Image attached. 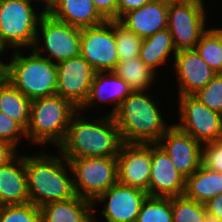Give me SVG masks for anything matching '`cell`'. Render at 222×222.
Listing matches in <instances>:
<instances>
[{
	"label": "cell",
	"instance_id": "1",
	"mask_svg": "<svg viewBox=\"0 0 222 222\" xmlns=\"http://www.w3.org/2000/svg\"><path fill=\"white\" fill-rule=\"evenodd\" d=\"M93 120V121H92ZM74 114L58 151L69 162L76 158L117 157L123 144L113 116L92 119Z\"/></svg>",
	"mask_w": 222,
	"mask_h": 222
},
{
	"label": "cell",
	"instance_id": "2",
	"mask_svg": "<svg viewBox=\"0 0 222 222\" xmlns=\"http://www.w3.org/2000/svg\"><path fill=\"white\" fill-rule=\"evenodd\" d=\"M67 167L70 168V175ZM29 202L37 207L47 203L68 200L76 194L69 162L53 154L24 155Z\"/></svg>",
	"mask_w": 222,
	"mask_h": 222
},
{
	"label": "cell",
	"instance_id": "3",
	"mask_svg": "<svg viewBox=\"0 0 222 222\" xmlns=\"http://www.w3.org/2000/svg\"><path fill=\"white\" fill-rule=\"evenodd\" d=\"M152 95L133 91L113 115L123 143H157L172 127L162 117Z\"/></svg>",
	"mask_w": 222,
	"mask_h": 222
},
{
	"label": "cell",
	"instance_id": "4",
	"mask_svg": "<svg viewBox=\"0 0 222 222\" xmlns=\"http://www.w3.org/2000/svg\"><path fill=\"white\" fill-rule=\"evenodd\" d=\"M21 52L22 49L14 50L5 64L6 80L30 100L56 95L57 64L33 49L29 56Z\"/></svg>",
	"mask_w": 222,
	"mask_h": 222
},
{
	"label": "cell",
	"instance_id": "5",
	"mask_svg": "<svg viewBox=\"0 0 222 222\" xmlns=\"http://www.w3.org/2000/svg\"><path fill=\"white\" fill-rule=\"evenodd\" d=\"M79 111L70 101L60 95L31 100L30 119L25 130L30 143L58 146L63 142L71 118Z\"/></svg>",
	"mask_w": 222,
	"mask_h": 222
},
{
	"label": "cell",
	"instance_id": "6",
	"mask_svg": "<svg viewBox=\"0 0 222 222\" xmlns=\"http://www.w3.org/2000/svg\"><path fill=\"white\" fill-rule=\"evenodd\" d=\"M43 15V11L36 13L29 0H0V45L5 50L32 49Z\"/></svg>",
	"mask_w": 222,
	"mask_h": 222
},
{
	"label": "cell",
	"instance_id": "7",
	"mask_svg": "<svg viewBox=\"0 0 222 222\" xmlns=\"http://www.w3.org/2000/svg\"><path fill=\"white\" fill-rule=\"evenodd\" d=\"M69 164L75 194L92 203L118 182L117 157L76 158Z\"/></svg>",
	"mask_w": 222,
	"mask_h": 222
},
{
	"label": "cell",
	"instance_id": "8",
	"mask_svg": "<svg viewBox=\"0 0 222 222\" xmlns=\"http://www.w3.org/2000/svg\"><path fill=\"white\" fill-rule=\"evenodd\" d=\"M39 31L41 36L38 35ZM80 40L81 28L60 22L48 13H44L38 24L37 35L32 49L37 54L46 51L48 56L44 58L52 62L55 60L57 64L80 55ZM39 43L44 45L40 48ZM53 58L54 60H52Z\"/></svg>",
	"mask_w": 222,
	"mask_h": 222
},
{
	"label": "cell",
	"instance_id": "9",
	"mask_svg": "<svg viewBox=\"0 0 222 222\" xmlns=\"http://www.w3.org/2000/svg\"><path fill=\"white\" fill-rule=\"evenodd\" d=\"M203 1L168 4V30L177 51L195 49L206 27Z\"/></svg>",
	"mask_w": 222,
	"mask_h": 222
},
{
	"label": "cell",
	"instance_id": "10",
	"mask_svg": "<svg viewBox=\"0 0 222 222\" xmlns=\"http://www.w3.org/2000/svg\"><path fill=\"white\" fill-rule=\"evenodd\" d=\"M179 123L174 125L202 144L222 138V114L209 109L194 95H177Z\"/></svg>",
	"mask_w": 222,
	"mask_h": 222
},
{
	"label": "cell",
	"instance_id": "11",
	"mask_svg": "<svg viewBox=\"0 0 222 222\" xmlns=\"http://www.w3.org/2000/svg\"><path fill=\"white\" fill-rule=\"evenodd\" d=\"M80 55L96 72L113 71L119 62L114 21L81 28Z\"/></svg>",
	"mask_w": 222,
	"mask_h": 222
},
{
	"label": "cell",
	"instance_id": "12",
	"mask_svg": "<svg viewBox=\"0 0 222 222\" xmlns=\"http://www.w3.org/2000/svg\"><path fill=\"white\" fill-rule=\"evenodd\" d=\"M95 73L81 55L57 63L56 94L80 109L89 96Z\"/></svg>",
	"mask_w": 222,
	"mask_h": 222
},
{
	"label": "cell",
	"instance_id": "13",
	"mask_svg": "<svg viewBox=\"0 0 222 222\" xmlns=\"http://www.w3.org/2000/svg\"><path fill=\"white\" fill-rule=\"evenodd\" d=\"M151 162V144L123 143L117 155L118 183L149 196Z\"/></svg>",
	"mask_w": 222,
	"mask_h": 222
},
{
	"label": "cell",
	"instance_id": "14",
	"mask_svg": "<svg viewBox=\"0 0 222 222\" xmlns=\"http://www.w3.org/2000/svg\"><path fill=\"white\" fill-rule=\"evenodd\" d=\"M157 144L169 156L174 168L186 179L202 165L203 144L175 125H172Z\"/></svg>",
	"mask_w": 222,
	"mask_h": 222
},
{
	"label": "cell",
	"instance_id": "15",
	"mask_svg": "<svg viewBox=\"0 0 222 222\" xmlns=\"http://www.w3.org/2000/svg\"><path fill=\"white\" fill-rule=\"evenodd\" d=\"M147 196L148 194L140 189L117 182L93 202V207H96L97 202L103 204L108 200L101 211L107 222H136ZM95 216L93 215V222H99Z\"/></svg>",
	"mask_w": 222,
	"mask_h": 222
},
{
	"label": "cell",
	"instance_id": "16",
	"mask_svg": "<svg viewBox=\"0 0 222 222\" xmlns=\"http://www.w3.org/2000/svg\"><path fill=\"white\" fill-rule=\"evenodd\" d=\"M179 95H194L217 74L196 49H183L173 55Z\"/></svg>",
	"mask_w": 222,
	"mask_h": 222
},
{
	"label": "cell",
	"instance_id": "17",
	"mask_svg": "<svg viewBox=\"0 0 222 222\" xmlns=\"http://www.w3.org/2000/svg\"><path fill=\"white\" fill-rule=\"evenodd\" d=\"M151 160L149 196L171 198L184 195L186 178L174 168L169 156L157 143L151 144Z\"/></svg>",
	"mask_w": 222,
	"mask_h": 222
},
{
	"label": "cell",
	"instance_id": "18",
	"mask_svg": "<svg viewBox=\"0 0 222 222\" xmlns=\"http://www.w3.org/2000/svg\"><path fill=\"white\" fill-rule=\"evenodd\" d=\"M118 22L142 39L168 28V3L154 0L125 13Z\"/></svg>",
	"mask_w": 222,
	"mask_h": 222
},
{
	"label": "cell",
	"instance_id": "19",
	"mask_svg": "<svg viewBox=\"0 0 222 222\" xmlns=\"http://www.w3.org/2000/svg\"><path fill=\"white\" fill-rule=\"evenodd\" d=\"M132 92L130 86L113 71L96 72L91 83L89 96L79 111L97 106L99 102H111L114 106L108 115L113 116L122 101Z\"/></svg>",
	"mask_w": 222,
	"mask_h": 222
},
{
	"label": "cell",
	"instance_id": "20",
	"mask_svg": "<svg viewBox=\"0 0 222 222\" xmlns=\"http://www.w3.org/2000/svg\"><path fill=\"white\" fill-rule=\"evenodd\" d=\"M0 202L3 206L29 202L24 155H17L0 168Z\"/></svg>",
	"mask_w": 222,
	"mask_h": 222
},
{
	"label": "cell",
	"instance_id": "21",
	"mask_svg": "<svg viewBox=\"0 0 222 222\" xmlns=\"http://www.w3.org/2000/svg\"><path fill=\"white\" fill-rule=\"evenodd\" d=\"M48 14L60 22L78 28L93 27L106 21L96 10L92 0H57Z\"/></svg>",
	"mask_w": 222,
	"mask_h": 222
},
{
	"label": "cell",
	"instance_id": "22",
	"mask_svg": "<svg viewBox=\"0 0 222 222\" xmlns=\"http://www.w3.org/2000/svg\"><path fill=\"white\" fill-rule=\"evenodd\" d=\"M41 222H93L96 212L93 203L75 195L58 202L47 203L40 207Z\"/></svg>",
	"mask_w": 222,
	"mask_h": 222
},
{
	"label": "cell",
	"instance_id": "23",
	"mask_svg": "<svg viewBox=\"0 0 222 222\" xmlns=\"http://www.w3.org/2000/svg\"><path fill=\"white\" fill-rule=\"evenodd\" d=\"M222 193V173L202 165L186 179L184 195L196 202L206 204Z\"/></svg>",
	"mask_w": 222,
	"mask_h": 222
},
{
	"label": "cell",
	"instance_id": "24",
	"mask_svg": "<svg viewBox=\"0 0 222 222\" xmlns=\"http://www.w3.org/2000/svg\"><path fill=\"white\" fill-rule=\"evenodd\" d=\"M171 53L175 55L177 50L174 47L169 30L166 28L142 40L139 57L149 68L156 72L157 67L167 62Z\"/></svg>",
	"mask_w": 222,
	"mask_h": 222
},
{
	"label": "cell",
	"instance_id": "25",
	"mask_svg": "<svg viewBox=\"0 0 222 222\" xmlns=\"http://www.w3.org/2000/svg\"><path fill=\"white\" fill-rule=\"evenodd\" d=\"M30 109L31 100L5 79L0 85V111L26 130L30 119Z\"/></svg>",
	"mask_w": 222,
	"mask_h": 222
},
{
	"label": "cell",
	"instance_id": "26",
	"mask_svg": "<svg viewBox=\"0 0 222 222\" xmlns=\"http://www.w3.org/2000/svg\"><path fill=\"white\" fill-rule=\"evenodd\" d=\"M113 72L122 78L133 91H147L156 77L140 57L119 61Z\"/></svg>",
	"mask_w": 222,
	"mask_h": 222
},
{
	"label": "cell",
	"instance_id": "27",
	"mask_svg": "<svg viewBox=\"0 0 222 222\" xmlns=\"http://www.w3.org/2000/svg\"><path fill=\"white\" fill-rule=\"evenodd\" d=\"M136 222H173L171 198L147 196Z\"/></svg>",
	"mask_w": 222,
	"mask_h": 222
},
{
	"label": "cell",
	"instance_id": "28",
	"mask_svg": "<svg viewBox=\"0 0 222 222\" xmlns=\"http://www.w3.org/2000/svg\"><path fill=\"white\" fill-rule=\"evenodd\" d=\"M171 207L173 222H203L207 215L205 204L185 195L171 197Z\"/></svg>",
	"mask_w": 222,
	"mask_h": 222
},
{
	"label": "cell",
	"instance_id": "29",
	"mask_svg": "<svg viewBox=\"0 0 222 222\" xmlns=\"http://www.w3.org/2000/svg\"><path fill=\"white\" fill-rule=\"evenodd\" d=\"M116 50L119 61L139 57L142 38L114 20Z\"/></svg>",
	"mask_w": 222,
	"mask_h": 222
},
{
	"label": "cell",
	"instance_id": "30",
	"mask_svg": "<svg viewBox=\"0 0 222 222\" xmlns=\"http://www.w3.org/2000/svg\"><path fill=\"white\" fill-rule=\"evenodd\" d=\"M195 49L217 74L222 73V48L218 38L209 29L202 35Z\"/></svg>",
	"mask_w": 222,
	"mask_h": 222
},
{
	"label": "cell",
	"instance_id": "31",
	"mask_svg": "<svg viewBox=\"0 0 222 222\" xmlns=\"http://www.w3.org/2000/svg\"><path fill=\"white\" fill-rule=\"evenodd\" d=\"M0 222H41V211L30 202L3 206L0 210Z\"/></svg>",
	"mask_w": 222,
	"mask_h": 222
},
{
	"label": "cell",
	"instance_id": "32",
	"mask_svg": "<svg viewBox=\"0 0 222 222\" xmlns=\"http://www.w3.org/2000/svg\"><path fill=\"white\" fill-rule=\"evenodd\" d=\"M194 96L209 109L222 114V73L216 74Z\"/></svg>",
	"mask_w": 222,
	"mask_h": 222
},
{
	"label": "cell",
	"instance_id": "33",
	"mask_svg": "<svg viewBox=\"0 0 222 222\" xmlns=\"http://www.w3.org/2000/svg\"><path fill=\"white\" fill-rule=\"evenodd\" d=\"M23 137L27 139L25 129L0 111V140L9 142L17 147Z\"/></svg>",
	"mask_w": 222,
	"mask_h": 222
},
{
	"label": "cell",
	"instance_id": "34",
	"mask_svg": "<svg viewBox=\"0 0 222 222\" xmlns=\"http://www.w3.org/2000/svg\"><path fill=\"white\" fill-rule=\"evenodd\" d=\"M202 163L207 168L222 173V138L203 144Z\"/></svg>",
	"mask_w": 222,
	"mask_h": 222
},
{
	"label": "cell",
	"instance_id": "35",
	"mask_svg": "<svg viewBox=\"0 0 222 222\" xmlns=\"http://www.w3.org/2000/svg\"><path fill=\"white\" fill-rule=\"evenodd\" d=\"M96 10L106 21L117 20L118 0H92Z\"/></svg>",
	"mask_w": 222,
	"mask_h": 222
},
{
	"label": "cell",
	"instance_id": "36",
	"mask_svg": "<svg viewBox=\"0 0 222 222\" xmlns=\"http://www.w3.org/2000/svg\"><path fill=\"white\" fill-rule=\"evenodd\" d=\"M154 0H118L117 21L125 14L132 10L138 9L144 4Z\"/></svg>",
	"mask_w": 222,
	"mask_h": 222
},
{
	"label": "cell",
	"instance_id": "37",
	"mask_svg": "<svg viewBox=\"0 0 222 222\" xmlns=\"http://www.w3.org/2000/svg\"><path fill=\"white\" fill-rule=\"evenodd\" d=\"M17 155L16 147L6 141L0 140V168L12 161Z\"/></svg>",
	"mask_w": 222,
	"mask_h": 222
},
{
	"label": "cell",
	"instance_id": "38",
	"mask_svg": "<svg viewBox=\"0 0 222 222\" xmlns=\"http://www.w3.org/2000/svg\"><path fill=\"white\" fill-rule=\"evenodd\" d=\"M207 213L222 220V193L211 198L206 204Z\"/></svg>",
	"mask_w": 222,
	"mask_h": 222
},
{
	"label": "cell",
	"instance_id": "39",
	"mask_svg": "<svg viewBox=\"0 0 222 222\" xmlns=\"http://www.w3.org/2000/svg\"><path fill=\"white\" fill-rule=\"evenodd\" d=\"M29 1L34 2V3H36V1H38V2L43 1L46 4L44 5L45 8H43L41 10H43L44 13H48L52 9V7L55 5L57 0H29Z\"/></svg>",
	"mask_w": 222,
	"mask_h": 222
},
{
	"label": "cell",
	"instance_id": "40",
	"mask_svg": "<svg viewBox=\"0 0 222 222\" xmlns=\"http://www.w3.org/2000/svg\"><path fill=\"white\" fill-rule=\"evenodd\" d=\"M219 40L222 48V28H208Z\"/></svg>",
	"mask_w": 222,
	"mask_h": 222
},
{
	"label": "cell",
	"instance_id": "41",
	"mask_svg": "<svg viewBox=\"0 0 222 222\" xmlns=\"http://www.w3.org/2000/svg\"><path fill=\"white\" fill-rule=\"evenodd\" d=\"M203 222H222V220L207 213Z\"/></svg>",
	"mask_w": 222,
	"mask_h": 222
},
{
	"label": "cell",
	"instance_id": "42",
	"mask_svg": "<svg viewBox=\"0 0 222 222\" xmlns=\"http://www.w3.org/2000/svg\"><path fill=\"white\" fill-rule=\"evenodd\" d=\"M6 79V66H0V85L5 81Z\"/></svg>",
	"mask_w": 222,
	"mask_h": 222
},
{
	"label": "cell",
	"instance_id": "43",
	"mask_svg": "<svg viewBox=\"0 0 222 222\" xmlns=\"http://www.w3.org/2000/svg\"><path fill=\"white\" fill-rule=\"evenodd\" d=\"M165 1L169 4V3H188V2H196L203 0H165Z\"/></svg>",
	"mask_w": 222,
	"mask_h": 222
},
{
	"label": "cell",
	"instance_id": "44",
	"mask_svg": "<svg viewBox=\"0 0 222 222\" xmlns=\"http://www.w3.org/2000/svg\"><path fill=\"white\" fill-rule=\"evenodd\" d=\"M4 51H6V50L0 45V56H1V54L4 53ZM0 59H1V57H0ZM0 66H5V63H3V60H0Z\"/></svg>",
	"mask_w": 222,
	"mask_h": 222
}]
</instances>
